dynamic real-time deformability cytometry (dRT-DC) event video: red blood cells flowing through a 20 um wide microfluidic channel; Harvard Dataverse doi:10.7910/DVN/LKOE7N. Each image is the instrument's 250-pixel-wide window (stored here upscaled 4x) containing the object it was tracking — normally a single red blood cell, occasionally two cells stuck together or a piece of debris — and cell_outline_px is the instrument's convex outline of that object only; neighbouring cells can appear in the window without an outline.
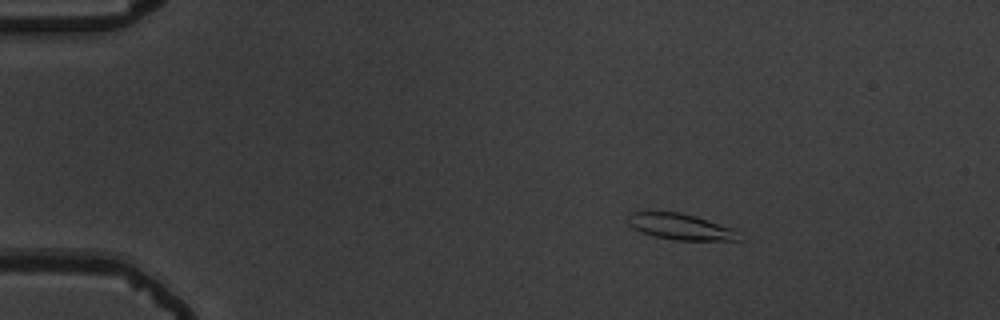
{"species": "common noctule bat (a hibernating species)", "species_latin": "Nyctalus noctula", "temperature_condition": "warm", "stored_images_in_passage": 55, "camera_frame_rate_fps": 3000, "um_per_image_px": 0.085, "animal": {"sex": "male", "body_mass_g": 19.5, "forearm_length_mm": 54.6}, "frame": {"image": 1, "passage_image": 9, "time_ms": 2.667, "image_size_px": [1000, 320], "cell_outline_px": [[744, 240], [676, 240], [656, 236], [640, 232], [632, 228], [628, 224], [628, 216], [632, 212], [652, 208], [680, 212], [696, 216], [732, 228], [740, 232]], "centroid_in_image_um": [57.79, 19.22], "position_along_channel_um": 27.2, "area_um2": 17.57}}
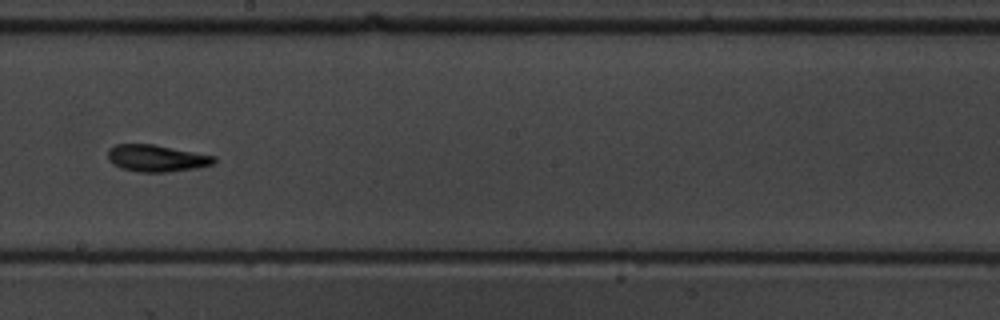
{"frame": {"image": 2, "passage_image": 32, "time_ms": 10.333, "image_size_px": [1000, 320], "cell_outline_px": [[216, 160], [212, 164], [196, 168], [168, 172], [140, 172], [120, 168], [112, 164], [108, 160], [108, 148], [116, 144], [152, 144], [216, 156]], "centroid_in_image_um": [13.27, 13.45], "position_along_channel_um": 234.9, "area_um2": 16.65}}
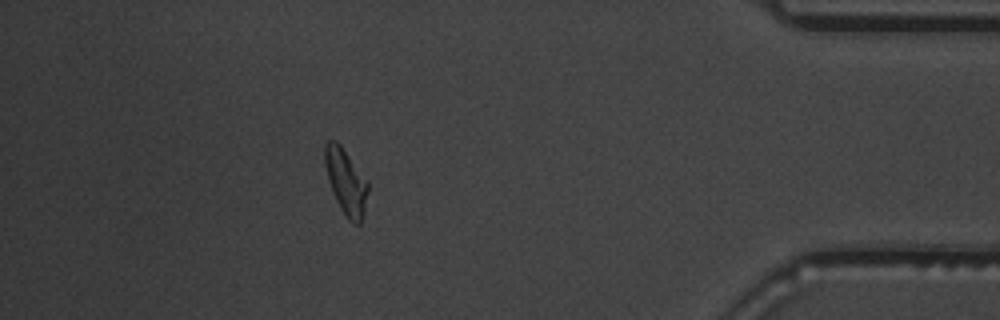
{"frame": {"image": 3, "passage_image": 49, "time_ms": 16.0, "image_size_px": [1000, 320], "cell_outline_px": [[368, 192], [360, 224], [352, 224], [348, 220], [340, 208], [336, 200], [328, 180], [324, 164], [324, 144], [328, 140], [336, 140], [340, 144], [368, 184]], "centroid_in_image_um": [29.36, 15.44], "position_along_channel_um": 405.8, "area_um2": 16.13}, "authors_computed_cell_mechanics": {"area_um2": 16.473, "velocity_mm_per_s": 3.7406, "shape_relaxation_time_tau1_ms": 6.3389, "shape_relaxation_time_tau2_ms": 4.2078, "deformation_change_tau1": 0.1731, "deformation_change_tau2": 0.1383}}